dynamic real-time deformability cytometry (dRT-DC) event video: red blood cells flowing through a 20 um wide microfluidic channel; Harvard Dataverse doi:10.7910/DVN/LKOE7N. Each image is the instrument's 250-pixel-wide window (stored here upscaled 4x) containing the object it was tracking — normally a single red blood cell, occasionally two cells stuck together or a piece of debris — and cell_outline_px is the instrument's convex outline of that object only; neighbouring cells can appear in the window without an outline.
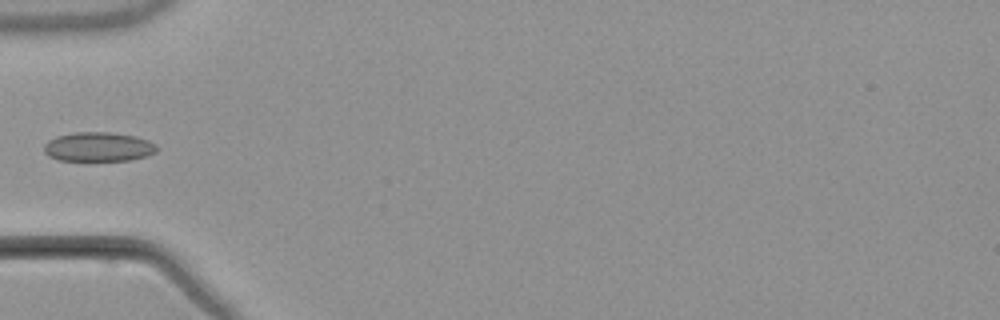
{"species": "common noctule bat (a hibernating species)", "species_latin": "Nyctalus noctula", "temperature_condition": "warm", "stored_images_in_passage": 5, "camera_frame_rate_fps": 3000, "um_per_image_px": 0.085, "animal": {"sex": "male", "body_mass_g": 21.5, "forearm_length_mm": 52.0}, "frame": {"image": 1, "passage_image": 5, "time_ms": 4.667, "image_size_px": [1000, 320], "cell_outline_px": [[160, 148], [156, 152], [148, 156], [128, 160], [60, 160], [48, 156], [44, 152], [44, 144], [48, 140], [56, 136], [76, 132], [112, 132], [136, 136], [148, 140], [156, 144]], "centroid_in_image_um": [8.39, 12.47], "position_along_channel_um": 76.6, "area_um2": 19.42}}